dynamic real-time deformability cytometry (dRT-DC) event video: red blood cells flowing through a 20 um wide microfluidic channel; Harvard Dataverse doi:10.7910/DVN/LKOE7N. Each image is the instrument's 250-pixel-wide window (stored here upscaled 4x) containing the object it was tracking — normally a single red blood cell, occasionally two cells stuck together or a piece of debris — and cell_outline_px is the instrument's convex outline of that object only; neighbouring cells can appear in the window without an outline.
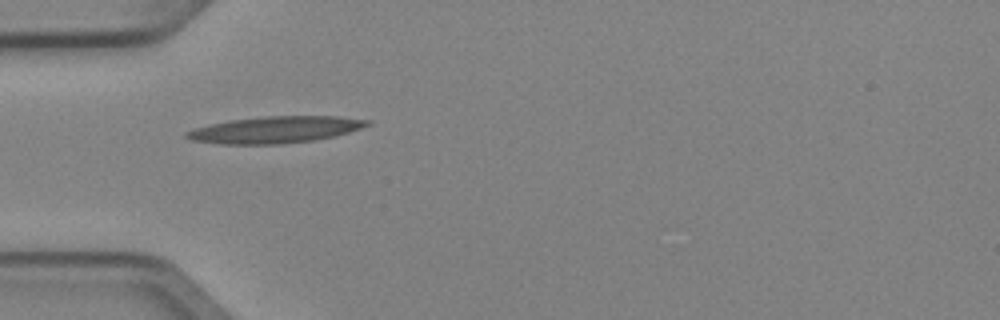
{"species": "Egyptian fruit bat (a non-hibernating species)", "species_latin": "Rousettus aegyptiacus", "temperature_condition": "cold", "stored_images_in_passage": 3, "camera_frame_rate_fps": 3000, "um_per_image_px": 0.085, "animal": {"sex": "female"}, "frame": {"image": 1, "passage_image": 1, "time_ms": 0.0, "image_size_px": [1000, 320], "cell_outline_px": [[372, 124], [336, 136], [312, 140], [280, 144], [220, 144], [192, 140], [184, 136], [184, 132], [208, 124], [228, 120], [264, 116], [336, 116], [372, 120]], "centroid_in_image_um": [23.39, 11.02], "position_along_channel_um": 61.6, "area_um2": 28.15}}
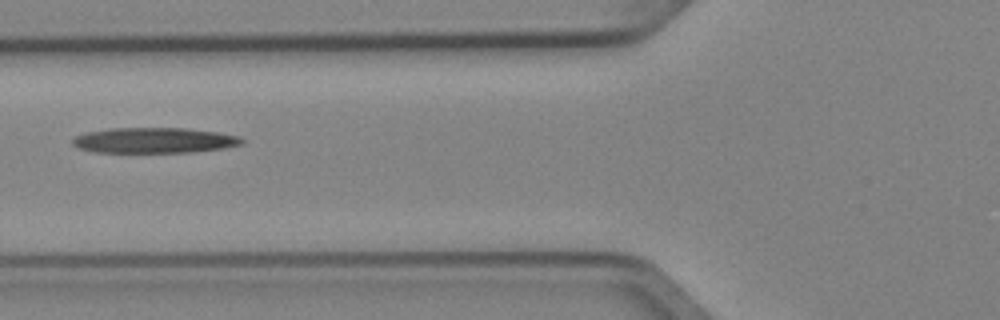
{"frame": {"image": 2, "passage_image": 2, "time_ms": 0.333, "image_size_px": [1000, 320], "cell_outline_px": [[244, 144], [224, 148], [192, 152], [92, 152], [80, 148], [72, 144], [72, 136], [84, 132], [108, 128], [188, 128], [216, 132], [240, 136], [244, 140]], "centroid_in_image_um": [13.08, 11.92], "position_along_channel_um": 112.7, "area_um2": 25.37}}